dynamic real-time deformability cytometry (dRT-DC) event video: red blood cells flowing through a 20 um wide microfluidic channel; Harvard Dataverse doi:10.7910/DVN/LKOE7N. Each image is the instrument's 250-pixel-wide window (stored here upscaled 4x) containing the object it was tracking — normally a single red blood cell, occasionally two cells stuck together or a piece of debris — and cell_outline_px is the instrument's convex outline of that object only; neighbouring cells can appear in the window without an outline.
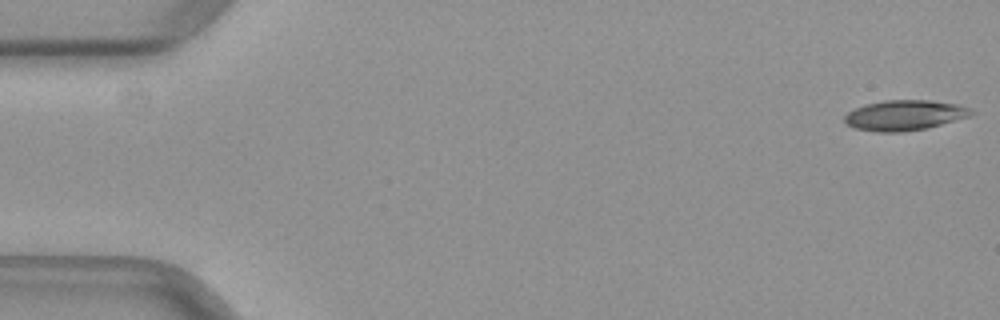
{"species": "common noctule bat (a hibernating species)", "species_latin": "Nyctalus noctula", "temperature_condition": "warm", "stored_images_in_passage": 18, "camera_frame_rate_fps": 3000, "um_per_image_px": 0.085, "animal": {"sex": "female", "body_mass_g": 29.2, "forearm_length_mm": 56.3}, "frame": {"image": 1, "passage_image": 1, "time_ms": 0.0, "image_size_px": [1000, 320], "cell_outline_px": [[976, 112], [968, 116], [928, 128], [904, 132], [876, 132], [856, 128], [848, 124], [844, 120], [844, 116], [848, 112], [864, 104], [884, 100], [928, 100], [956, 104], [972, 108]], "centroid_in_image_um": [76.89, 9.79], "position_along_channel_um": 8.1, "area_um2": 22.31}}
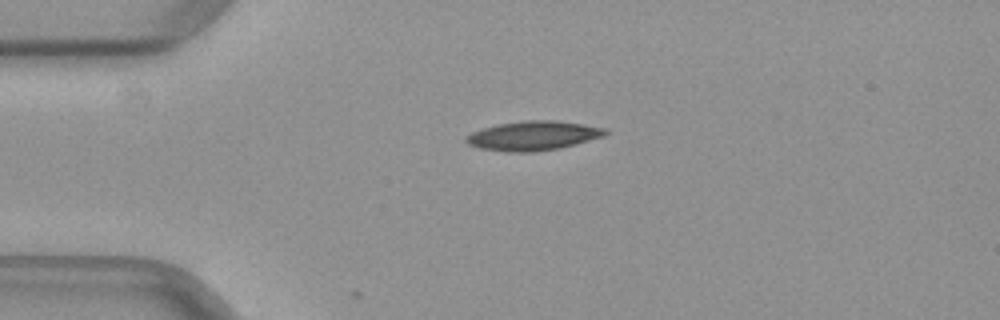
{"frame": {"image": 2, "passage_image": 12, "time_ms": 3.667, "image_size_px": [1000, 320], "cell_outline_px": [[608, 132], [604, 136], [576, 144], [560, 148], [532, 152], [508, 152], [480, 148], [468, 144], [464, 140], [472, 132], [484, 128], [500, 124], [524, 120], [556, 120], [584, 124], [608, 128]], "centroid_in_image_um": [45.37, 11.53], "position_along_channel_um": 39.6, "area_um2": 23.76}}